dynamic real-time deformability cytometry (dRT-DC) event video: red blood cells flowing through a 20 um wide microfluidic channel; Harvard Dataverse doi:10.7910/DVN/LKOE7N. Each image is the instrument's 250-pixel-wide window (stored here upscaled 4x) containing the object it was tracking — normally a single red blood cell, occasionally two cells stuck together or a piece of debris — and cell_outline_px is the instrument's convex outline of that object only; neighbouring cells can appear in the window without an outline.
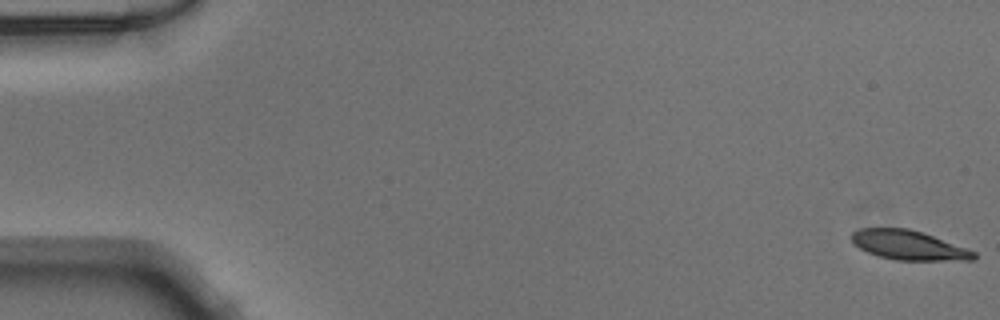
{"species": "Egyptian fruit bat (a non-hibernating species)", "species_latin": "Rousettus aegyptiacus", "temperature_condition": "warm", "stored_images_in_passage": 52, "camera_frame_rate_fps": 3000, "um_per_image_px": 0.085, "animal": {"sex": "male"}, "frame": {"image": 1, "passage_image": 1, "time_ms": 0.0, "image_size_px": [1000, 320], "cell_outline_px": [[976, 260], [896, 260], [880, 256], [868, 252], [860, 248], [852, 240], [852, 232], [860, 228], [908, 228], [932, 236], [976, 252]], "centroid_in_image_um": [77.23, 20.84], "position_along_channel_um": 7.8, "area_um2": 20.52}}
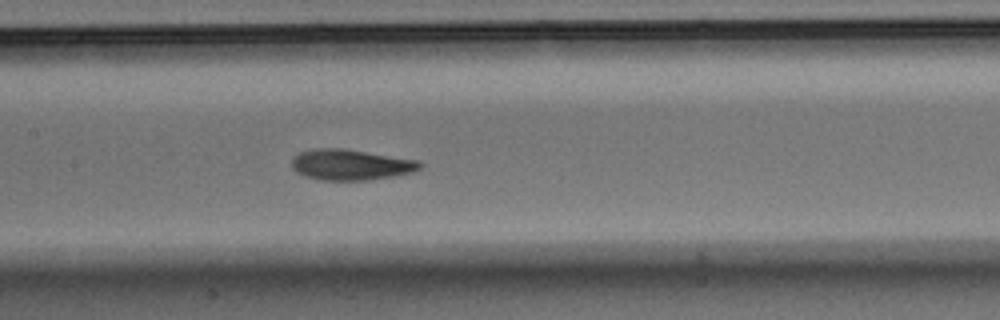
{"frame": {"image": 2, "passage_image": 25, "time_ms": 8.0, "image_size_px": [1000, 320], "cell_outline_px": [[424, 164], [420, 168], [412, 172], [392, 176], [368, 180], [320, 180], [304, 176], [296, 172], [292, 168], [292, 160], [300, 152], [312, 148], [344, 148], [420, 160]], "centroid_in_image_um": [29.82, 13.99], "position_along_channel_um": 177.6, "area_um2": 23.12}}
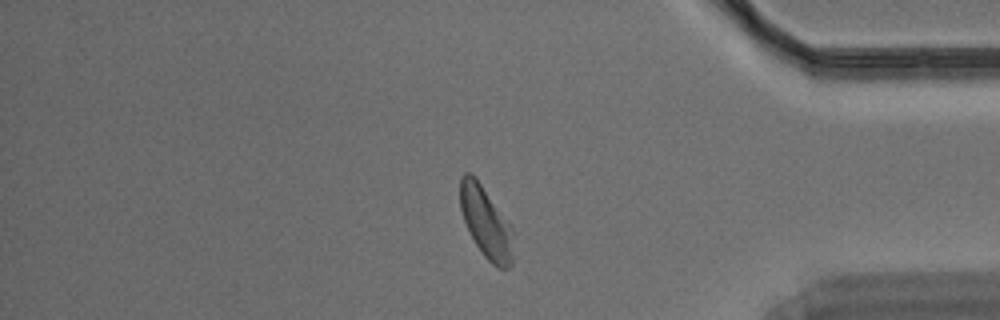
{"frame": {"image": 3, "passage_image": 43, "time_ms": 14.0, "image_size_px": [1000, 320], "cell_outline_px": [[512, 264], [508, 268], [500, 268], [492, 264], [484, 256], [468, 232], [460, 208], [460, 176], [464, 172], [468, 172], [476, 176], [512, 228]], "centroid_in_image_um": [41.27, 18.88], "position_along_channel_um": 393.9, "area_um2": 21.91}}